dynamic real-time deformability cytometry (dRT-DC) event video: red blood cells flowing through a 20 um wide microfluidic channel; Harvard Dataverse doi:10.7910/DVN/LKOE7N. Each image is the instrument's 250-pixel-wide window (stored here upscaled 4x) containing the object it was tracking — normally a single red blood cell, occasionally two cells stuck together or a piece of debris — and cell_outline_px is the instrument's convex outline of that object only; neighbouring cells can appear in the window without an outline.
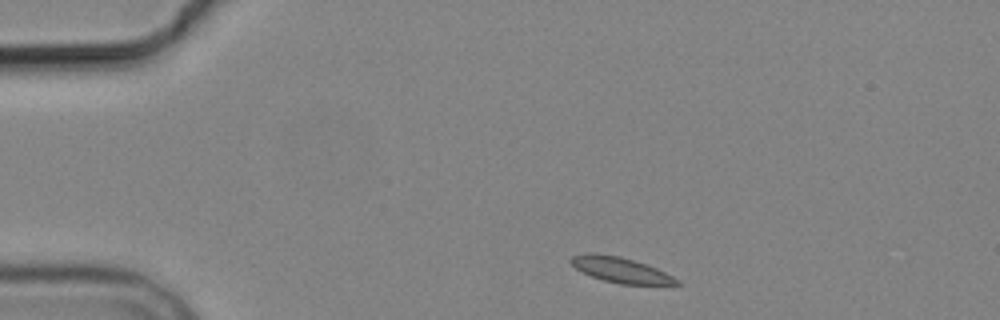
{"species": "common noctule bat (a hibernating species)", "species_latin": "Nyctalus noctula", "temperature_condition": "cold", "stored_images_in_passage": 3, "camera_frame_rate_fps": 3000, "um_per_image_px": 0.085, "animal": {"sex": "male", "body_mass_g": 19.2, "forearm_length_mm": 51.8}, "frame": {"image": 1, "passage_image": 1, "time_ms": 0.0, "image_size_px": [1000, 320], "cell_outline_px": [[680, 284], [620, 284], [604, 280], [580, 272], [568, 260], [572, 256], [584, 252], [592, 252], [620, 256], [656, 268], [680, 280]], "centroid_in_image_um": [52.68, 22.92], "position_along_channel_um": 32.3, "area_um2": 15.55}}
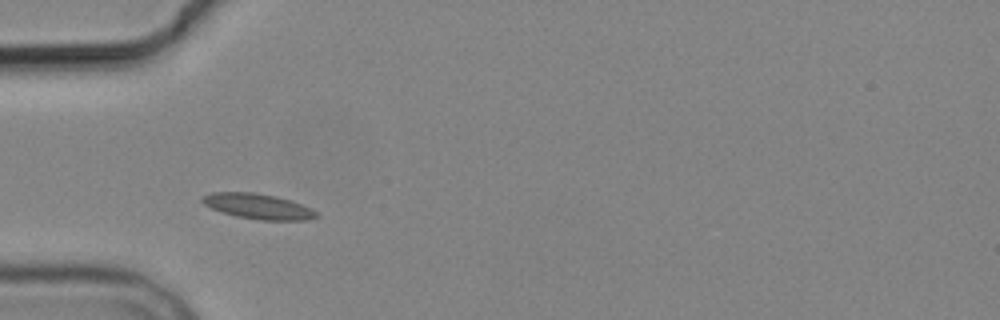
{"frame": {"image": 2, "passage_image": 2, "time_ms": 2.333, "image_size_px": [1000, 320], "cell_outline_px": [[320, 216], [308, 220], [260, 220], [236, 216], [212, 208], [204, 204], [200, 200], [204, 196], [212, 192], [252, 192], [276, 196], [312, 208]], "centroid_in_image_um": [21.96, 17.54], "position_along_channel_um": 63.0, "area_um2": 16.65}}
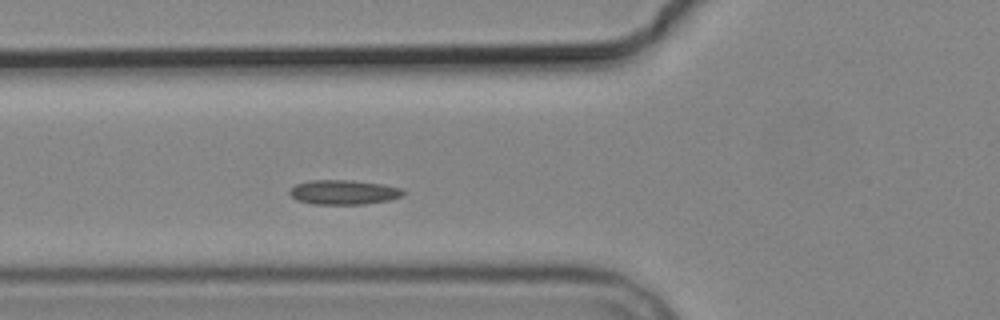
{"frame": {"image": 3, "passage_image": 3, "time_ms": 3.333, "image_size_px": [1000, 320], "cell_outline_px": [[404, 196], [388, 200], [364, 204], [312, 204], [296, 200], [288, 192], [296, 184], [308, 180], [352, 180], [384, 184], [400, 188], [404, 192]], "centroid_in_image_um": [29.2, 16.33], "position_along_channel_um": 96.6, "area_um2": 16.3}}